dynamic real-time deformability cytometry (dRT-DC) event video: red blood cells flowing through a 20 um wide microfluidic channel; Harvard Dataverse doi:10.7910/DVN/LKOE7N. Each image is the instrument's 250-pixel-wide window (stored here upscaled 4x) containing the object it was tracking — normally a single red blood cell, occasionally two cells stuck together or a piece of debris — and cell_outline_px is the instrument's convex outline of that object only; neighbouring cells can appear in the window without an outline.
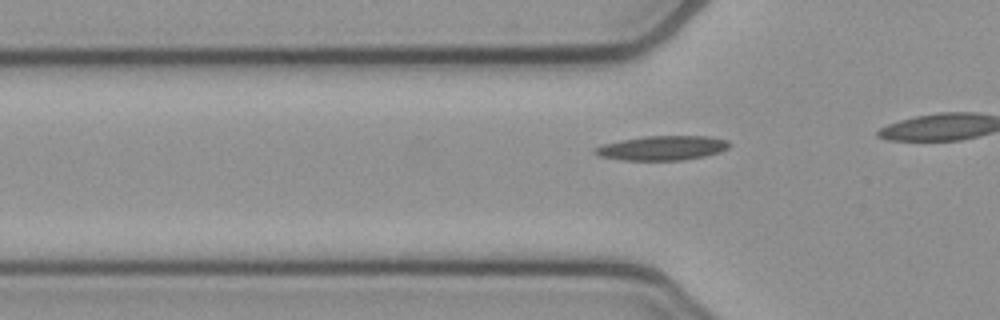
{"species": "common noctule bat (a hibernating species)", "species_latin": "Nyctalus noctula", "temperature_condition": "cold", "stored_images_in_passage": 17, "camera_frame_rate_fps": 3000, "um_per_image_px": 0.085, "animal": {"sex": "female", "body_mass_g": 21.9}, "frame": {"image": 1, "passage_image": 11, "time_ms": 3.333, "image_size_px": [1000, 320], "cell_outline_px": [[732, 144], [728, 148], [720, 152], [704, 156], [684, 160], [624, 160], [600, 156], [592, 152], [592, 148], [600, 144], [620, 140], [644, 136], [708, 136], [728, 140]], "centroid_in_image_um": [56.27, 12.57], "position_along_channel_um": 69.5, "area_um2": 19.36}}
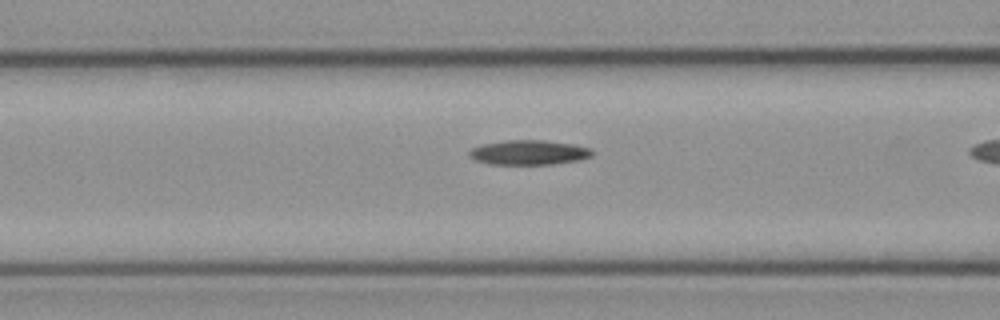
{"frame": {"image": 2, "passage_image": 15, "time_ms": 4.667, "image_size_px": [1000, 320], "cell_outline_px": [[592, 156], [580, 160], [556, 164], [488, 164], [476, 160], [468, 156], [468, 152], [472, 148], [480, 144], [508, 140], [544, 140], [572, 144], [592, 148]], "centroid_in_image_um": [44.95, 12.96], "position_along_channel_um": 121.7, "area_um2": 17.8}}